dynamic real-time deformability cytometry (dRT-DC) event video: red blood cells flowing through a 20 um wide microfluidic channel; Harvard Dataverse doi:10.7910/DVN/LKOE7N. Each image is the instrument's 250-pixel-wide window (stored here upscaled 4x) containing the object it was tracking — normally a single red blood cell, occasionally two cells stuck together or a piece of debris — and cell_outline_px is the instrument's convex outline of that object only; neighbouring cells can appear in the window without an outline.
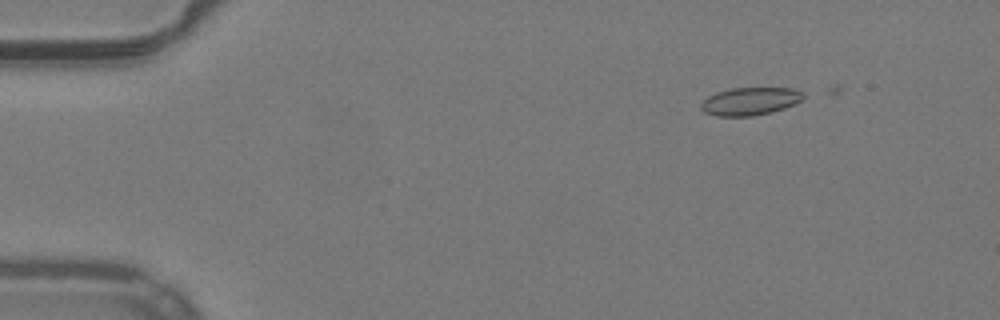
{"species": "common noctule bat (a hibernating species)", "species_latin": "Nyctalus noctula", "temperature_condition": "warm", "stored_images_in_passage": 9, "camera_frame_rate_fps": 3000, "um_per_image_px": 0.085, "animal": {"sex": "male", "body_mass_g": 19.2, "forearm_length_mm": 51.8}, "frame": {"image": 1, "passage_image": 8, "time_ms": 2.333, "image_size_px": [1000, 320], "cell_outline_px": [[804, 100], [784, 108], [752, 116], [716, 116], [704, 112], [700, 108], [700, 104], [708, 96], [716, 92], [732, 88], [792, 88], [804, 92]], "centroid_in_image_um": [63.76, 8.6], "position_along_channel_um": 21.2, "area_um2": 16.59}}